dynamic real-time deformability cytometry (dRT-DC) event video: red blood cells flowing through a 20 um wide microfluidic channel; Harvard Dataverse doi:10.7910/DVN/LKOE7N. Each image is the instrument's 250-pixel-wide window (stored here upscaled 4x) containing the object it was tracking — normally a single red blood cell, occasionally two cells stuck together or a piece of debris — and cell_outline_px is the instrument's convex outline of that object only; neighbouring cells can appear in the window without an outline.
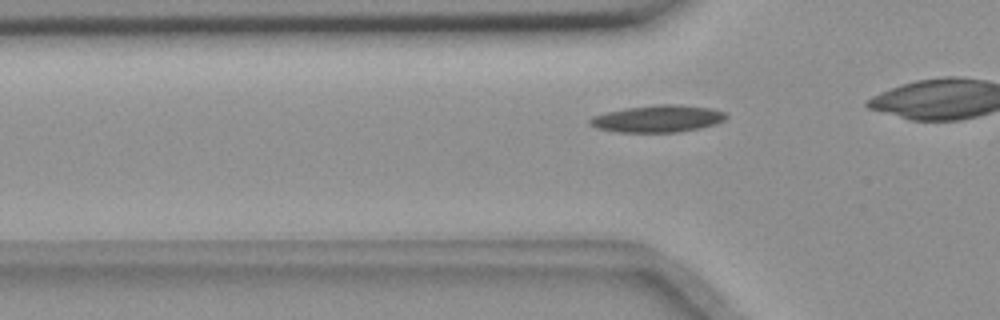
{"species": "common noctule bat (a hibernating species)", "species_latin": "Nyctalus noctula", "temperature_condition": "room temperature", "stored_images_in_passage": 33, "camera_frame_rate_fps": 3000, "um_per_image_px": 0.085, "animal": {"sex": "female", "body_mass_g": 18.4}, "frame": {"image": 1, "passage_image": 7, "time_ms": 2.0, "image_size_px": [1000, 320], "cell_outline_px": [[728, 116], [724, 120], [716, 124], [700, 128], [680, 132], [616, 132], [596, 128], [588, 124], [588, 120], [592, 116], [624, 108], [656, 104], [676, 104], [712, 108], [724, 112]], "centroid_in_image_um": [55.9, 10.09], "position_along_channel_um": 69.9, "area_um2": 21.68}}
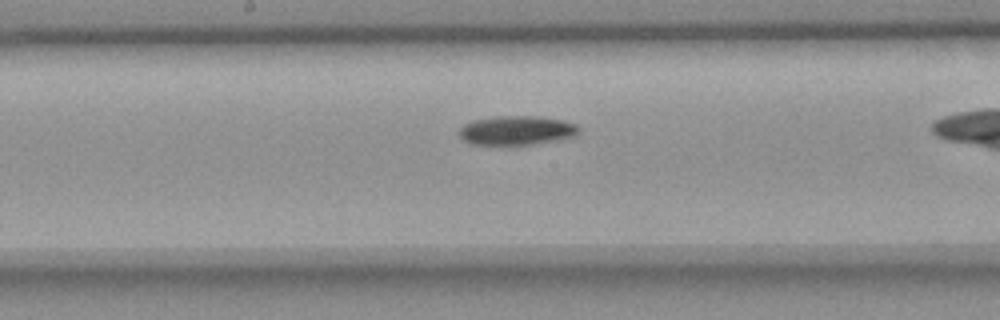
{"frame": {"image": 2, "passage_image": 18, "time_ms": 5.667, "image_size_px": [1000, 320], "cell_outline_px": [[580, 132], [576, 136], [532, 144], [472, 144], [464, 140], [460, 136], [460, 128], [464, 124], [472, 120], [496, 116], [540, 116], [564, 120], [576, 124], [580, 128]], "centroid_in_image_um": [43.95, 11.06], "position_along_channel_um": 204.3, "area_um2": 20.29}}
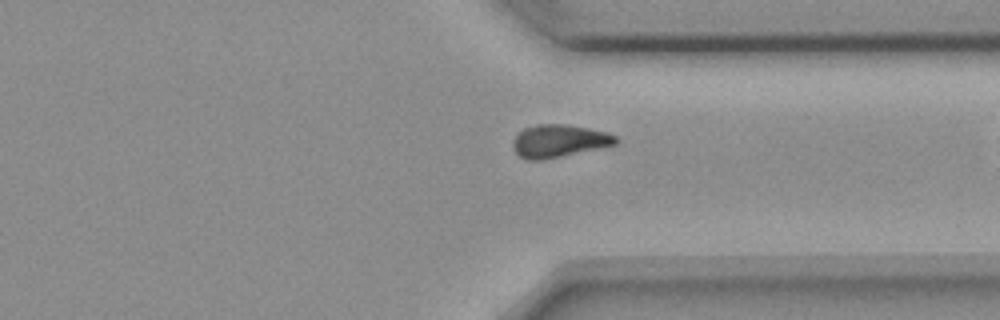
{"frame": {"image": 3, "passage_image": 31, "time_ms": 10.0, "image_size_px": [1000, 320], "cell_outline_px": [[620, 140], [616, 144], [540, 160], [528, 160], [520, 156], [512, 148], [512, 140], [524, 128], [536, 124], [564, 124], [588, 128], [608, 132], [616, 136]], "centroid_in_image_um": [47.5, 11.96], "position_along_channel_um": 363.9, "area_um2": 19.36}}